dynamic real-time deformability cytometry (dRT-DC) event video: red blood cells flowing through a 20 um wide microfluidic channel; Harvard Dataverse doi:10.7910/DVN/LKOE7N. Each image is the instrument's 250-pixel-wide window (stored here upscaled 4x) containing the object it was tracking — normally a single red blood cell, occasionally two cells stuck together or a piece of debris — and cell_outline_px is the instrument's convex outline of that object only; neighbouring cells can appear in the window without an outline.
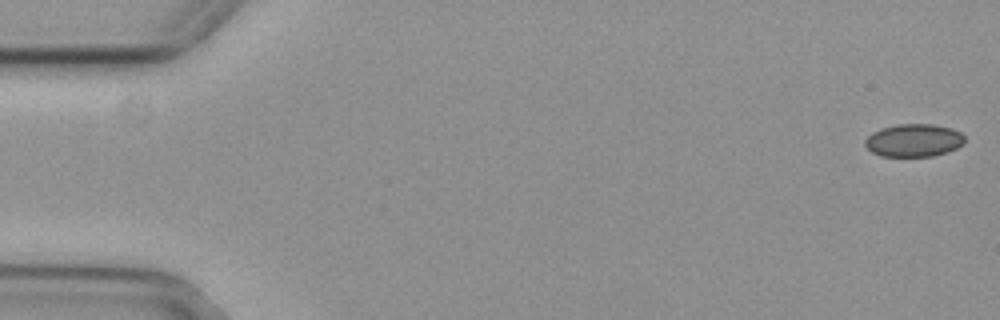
{"species": "common noctule bat (a hibernating species)", "species_latin": "Nyctalus noctula", "temperature_condition": "cold", "stored_images_in_passage": 54, "camera_frame_rate_fps": 3000, "um_per_image_px": 0.085, "animal": {"sex": "female", "body_mass_g": 29.2, "forearm_length_mm": 56.3}, "frame": {"image": 1, "passage_image": 1, "time_ms": 0.0, "image_size_px": [1000, 320], "cell_outline_px": [[964, 144], [948, 152], [932, 156], [880, 156], [872, 152], [864, 144], [864, 140], [872, 132], [880, 128], [896, 124], [932, 124], [952, 128], [960, 132], [964, 136]], "centroid_in_image_um": [77.66, 11.92], "position_along_channel_um": 7.3, "area_um2": 19.19}}
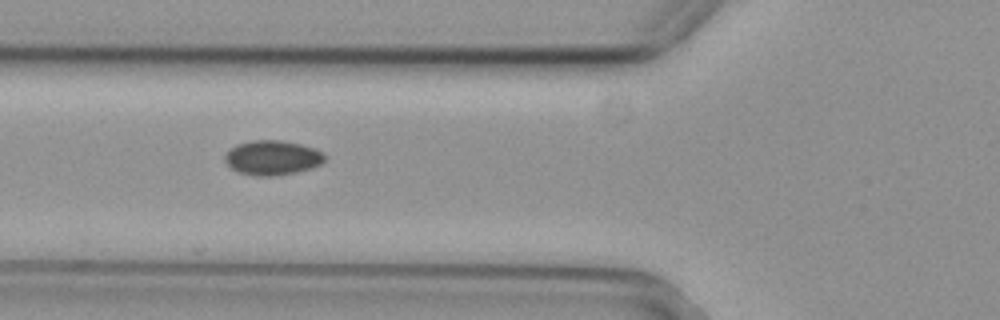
{"frame": {"image": 2, "passage_image": 20, "time_ms": 6.333, "image_size_px": [1000, 320], "cell_outline_px": [[324, 160], [320, 164], [312, 168], [296, 172], [272, 176], [252, 176], [236, 172], [224, 160], [224, 156], [236, 144], [252, 140], [280, 140], [300, 144], [316, 148], [324, 152]], "centroid_in_image_um": [23.15, 13.41], "position_along_channel_um": 102.6, "area_um2": 20.23}}
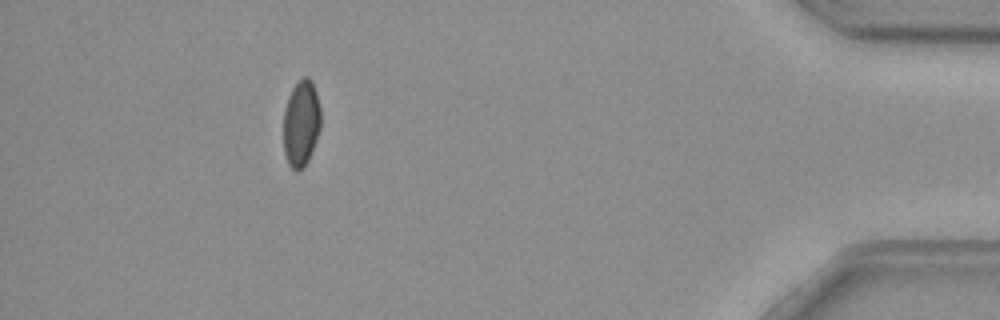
{"frame": {"image": 3, "passage_image": 49, "time_ms": 16.0, "image_size_px": [1000, 320], "cell_outline_px": [[320, 128], [316, 140], [308, 160], [304, 168], [296, 172], [288, 164], [284, 152], [284, 108], [288, 96], [292, 88], [304, 76], [308, 76], [312, 80], [316, 92], [320, 108]], "centroid_in_image_um": [25.59, 10.48], "position_along_channel_um": 409.6, "area_um2": 18.84}}